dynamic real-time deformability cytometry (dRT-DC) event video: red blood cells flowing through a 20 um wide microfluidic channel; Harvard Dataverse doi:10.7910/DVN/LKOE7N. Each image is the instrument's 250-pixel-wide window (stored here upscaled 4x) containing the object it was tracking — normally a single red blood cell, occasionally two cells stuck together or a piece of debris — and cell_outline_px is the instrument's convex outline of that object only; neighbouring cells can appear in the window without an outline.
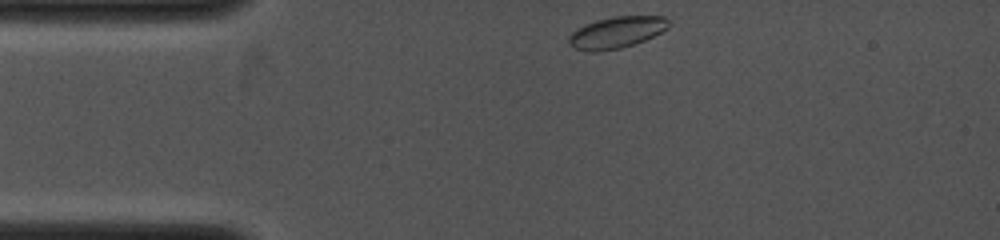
{"species": "common noctule bat (a hibernating species)", "species_latin": "Nyctalus noctula", "temperature_condition": "cold", "stored_images_in_passage": 38, "camera_frame_rate_fps": 4000, "um_per_image_px": 0.085, "animal": {"sex": "female", "body_mass_g": 19.0, "forearm_length_mm": 53.3}, "frame": {"image": 1, "passage_image": 1, "time_ms": 0.0, "image_size_px": [1000, 240], "cell_outline_px": [[668, 28], [644, 40], [620, 48], [596, 52], [588, 52], [576, 48], [568, 44], [568, 36], [576, 28], [584, 24], [596, 20], [612, 16], [664, 16], [668, 20]], "centroid_in_image_um": [52.35, 2.75], "position_along_channel_um": 32.7, "area_um2": 18.32}}
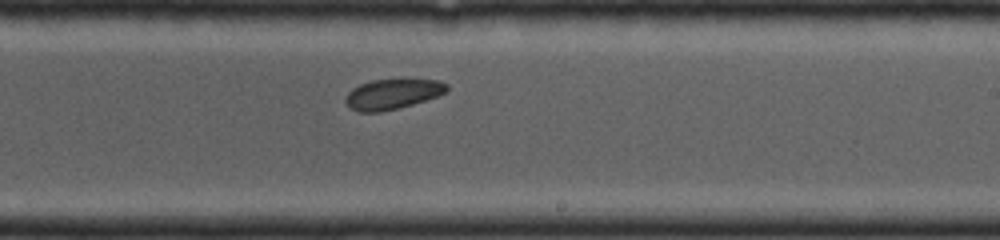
{"frame": {"image": 2, "passage_image": 24, "time_ms": 5.25, "image_size_px": [1000, 240], "cell_outline_px": [[448, 88], [444, 92], [436, 96], [412, 104], [380, 112], [360, 112], [352, 108], [344, 100], [348, 92], [360, 84], [372, 80], [436, 80], [448, 84]], "centroid_in_image_um": [33.33, 8.0], "position_along_channel_um": 255.7, "area_um2": 17.28}}
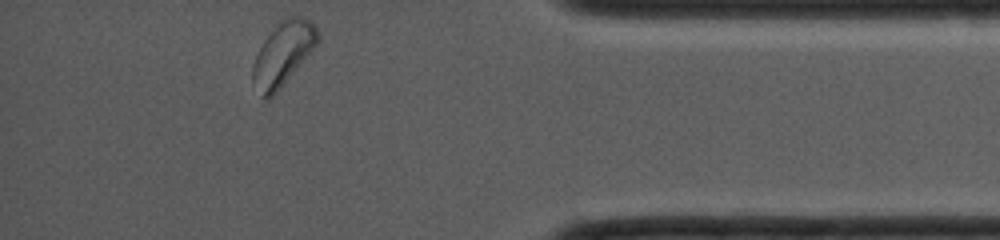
{"frame": {"image": 3, "passage_image": 38, "time_ms": 8.75, "image_size_px": [1000, 240], "cell_outline_px": [[316, 44], [276, 92], [268, 100], [264, 100], [260, 96], [252, 80], [252, 64], [260, 48], [268, 36], [284, 20], [292, 16], [304, 16], [316, 28]], "centroid_in_image_um": [24.0, 4.62], "position_along_channel_um": 411.2, "area_um2": 22.77}}